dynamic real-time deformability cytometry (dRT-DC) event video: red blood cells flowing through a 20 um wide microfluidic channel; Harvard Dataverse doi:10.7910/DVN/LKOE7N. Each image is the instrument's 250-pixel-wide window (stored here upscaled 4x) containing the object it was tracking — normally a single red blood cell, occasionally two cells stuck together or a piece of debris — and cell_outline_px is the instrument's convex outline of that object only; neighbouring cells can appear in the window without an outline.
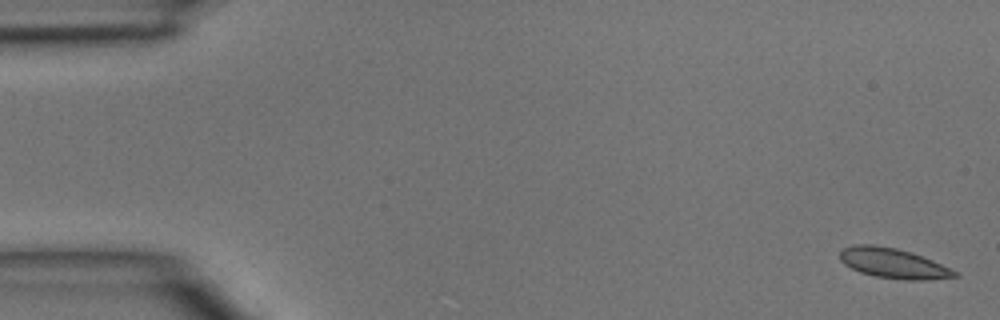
{"species": "common noctule bat (a hibernating species)", "species_latin": "Nyctalus noctula", "temperature_condition": "room temperature", "stored_images_in_passage": 47, "camera_frame_rate_fps": 3000, "um_per_image_px": 0.085, "animal": {"sex": "male", "body_mass_g": 15.6}, "frame": {"image": 1, "passage_image": 1, "time_ms": 0.0, "image_size_px": [1000, 320], "cell_outline_px": [[960, 276], [924, 280], [904, 280], [876, 276], [860, 272], [844, 264], [840, 260], [840, 252], [844, 248], [852, 244], [872, 244], [896, 248], [912, 252], [952, 268], [960, 272]], "centroid_in_image_um": [75.96, 22.37], "position_along_channel_um": 9.0, "area_um2": 20.23}}
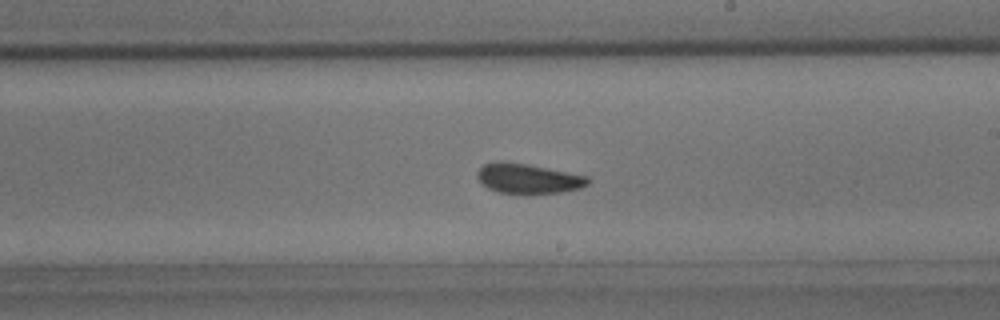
{"frame": {"image": 2, "passage_image": 27, "time_ms": 8.667, "image_size_px": [1000, 320], "cell_outline_px": [[592, 180], [588, 184], [580, 188], [560, 192], [528, 196], [496, 192], [488, 188], [476, 176], [476, 172], [484, 164], [496, 160], [504, 160], [528, 164], [588, 176]], "centroid_in_image_um": [44.88, 15.19], "position_along_channel_um": 244.1, "area_um2": 20.0}}
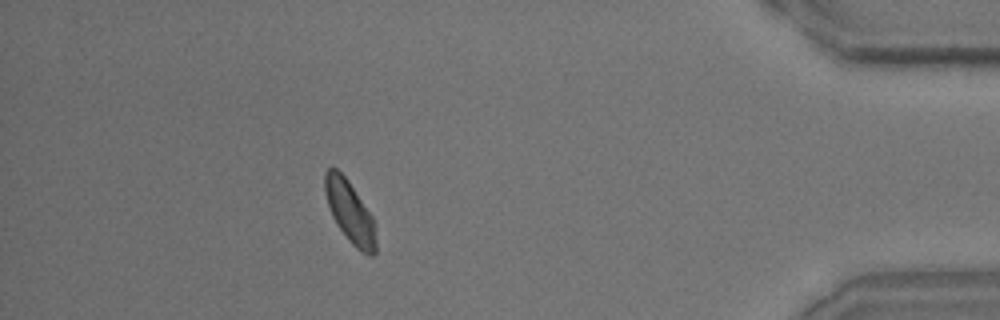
{"frame": {"image": 3, "passage_image": 42, "time_ms": 13.667, "image_size_px": [1000, 320], "cell_outline_px": [[376, 252], [372, 256], [368, 256], [360, 252], [348, 240], [336, 224], [332, 216], [324, 192], [324, 172], [328, 168], [336, 168], [348, 180], [372, 216], [376, 224]], "centroid_in_image_um": [29.75, 18.05], "position_along_channel_um": 405.4, "area_um2": 18.61}}